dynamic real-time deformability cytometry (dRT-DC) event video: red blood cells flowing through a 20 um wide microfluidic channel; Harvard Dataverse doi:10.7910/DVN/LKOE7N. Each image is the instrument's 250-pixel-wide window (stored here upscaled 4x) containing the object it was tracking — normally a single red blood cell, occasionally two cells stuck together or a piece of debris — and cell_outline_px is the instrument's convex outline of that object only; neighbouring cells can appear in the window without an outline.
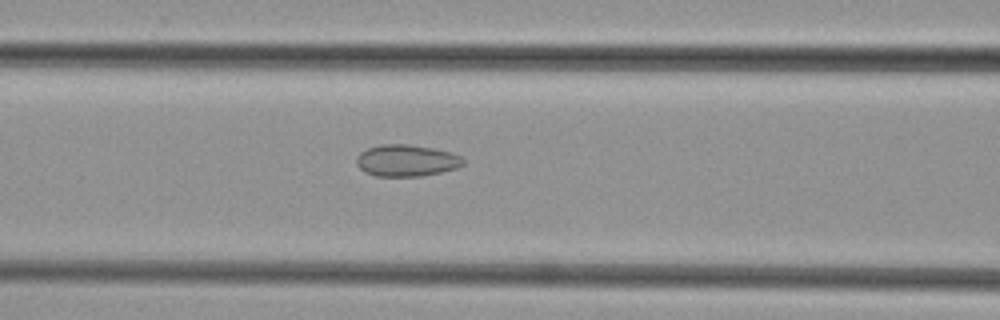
{"species": "common noctule bat (a hibernating species)", "species_latin": "Nyctalus noctula", "temperature_condition": "cold", "stored_images_in_passage": 33, "camera_frame_rate_fps": 3000, "um_per_image_px": 0.085, "animal": {"sex": "female", "body_mass_g": 29.2, "forearm_length_mm": 56.3}, "frame": {"image": 1, "passage_image": 5, "time_ms": 1.333, "image_size_px": [1000, 320], "cell_outline_px": [[464, 164], [456, 168], [440, 172], [420, 176], [376, 176], [364, 172], [356, 164], [356, 156], [360, 152], [368, 148], [384, 144], [408, 144], [432, 148], [452, 152], [460, 156], [464, 160]], "centroid_in_image_um": [34.53, 13.64], "position_along_channel_um": 132.1, "area_um2": 19.71}}
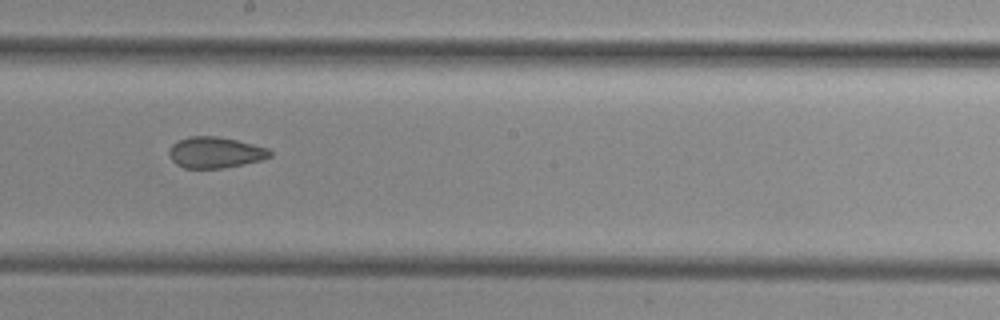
{"frame": {"image": 2, "passage_image": 12, "time_ms": 3.667, "image_size_px": [1000, 320], "cell_outline_px": [[272, 156], [264, 160], [224, 168], [184, 168], [176, 164], [172, 160], [168, 152], [172, 144], [188, 136], [216, 136], [236, 140], [268, 148], [272, 152]], "centroid_in_image_um": [18.31, 12.97], "position_along_channel_um": 229.9, "area_um2": 18.32}}
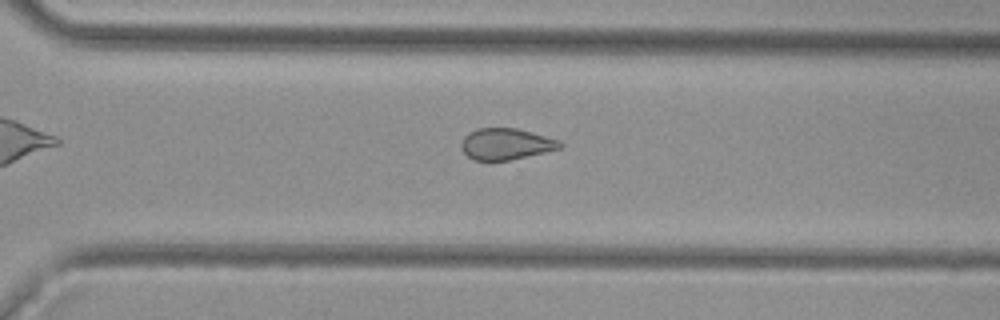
{"frame": {"image": 3, "passage_image": 19, "time_ms": 6.0, "image_size_px": [1000, 320], "cell_outline_px": [[564, 144], [560, 148], [544, 152], [508, 160], [472, 160], [460, 148], [460, 144], [464, 136], [468, 132], [476, 128], [516, 128], [532, 132], [560, 140]], "centroid_in_image_um": [42.98, 12.23], "position_along_channel_um": 327.6, "area_um2": 18.03}}